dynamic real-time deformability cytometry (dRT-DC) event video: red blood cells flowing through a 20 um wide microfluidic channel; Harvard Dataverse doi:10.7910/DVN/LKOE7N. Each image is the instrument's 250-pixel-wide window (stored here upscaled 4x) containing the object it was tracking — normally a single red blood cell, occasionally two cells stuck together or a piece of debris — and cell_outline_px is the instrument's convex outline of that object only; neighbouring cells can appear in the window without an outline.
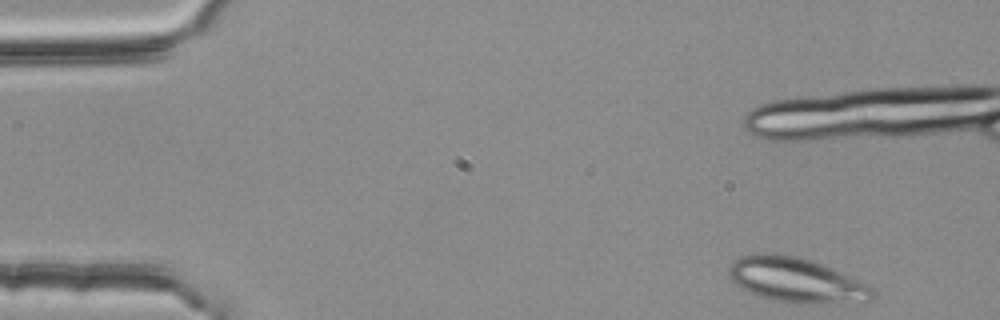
{"species": "common noctule bat (a hibernating species)", "species_latin": "Nyctalus noctula", "temperature_condition": "room temperature", "stored_images_in_passage": 3, "camera_frame_rate_fps": 3000, "um_per_image_px": 0.085, "animal": {"sex": "female", "body_mass_g": 25.1}, "frame": {"image": 1, "passage_image": 1, "time_ms": 0.0, "image_size_px": [1000, 320], "cell_outline_px": [[876, 296], [872, 300], [864, 304], [788, 304], [772, 300], [760, 296], [740, 288], [728, 276], [728, 268], [732, 260], [740, 256], [760, 252], [776, 252], [796, 256], [812, 260], [824, 264], [868, 284], [876, 292]], "centroid_in_image_um": [67.74, 23.83], "position_along_channel_um": 17.3, "area_um2": 39.02}}